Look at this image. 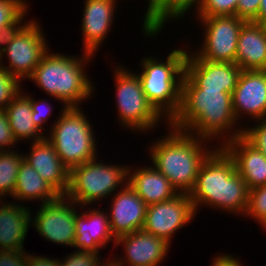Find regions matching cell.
<instances>
[{
	"label": "cell",
	"instance_id": "cell-12",
	"mask_svg": "<svg viewBox=\"0 0 266 266\" xmlns=\"http://www.w3.org/2000/svg\"><path fill=\"white\" fill-rule=\"evenodd\" d=\"M241 71L236 63L185 59L182 90H224L232 94Z\"/></svg>",
	"mask_w": 266,
	"mask_h": 266
},
{
	"label": "cell",
	"instance_id": "cell-35",
	"mask_svg": "<svg viewBox=\"0 0 266 266\" xmlns=\"http://www.w3.org/2000/svg\"><path fill=\"white\" fill-rule=\"evenodd\" d=\"M25 12L15 23L0 28V53L7 47V45L14 40L16 35L29 23L25 21ZM22 23V24H21Z\"/></svg>",
	"mask_w": 266,
	"mask_h": 266
},
{
	"label": "cell",
	"instance_id": "cell-29",
	"mask_svg": "<svg viewBox=\"0 0 266 266\" xmlns=\"http://www.w3.org/2000/svg\"><path fill=\"white\" fill-rule=\"evenodd\" d=\"M22 82L0 66V110H5L6 106L21 92Z\"/></svg>",
	"mask_w": 266,
	"mask_h": 266
},
{
	"label": "cell",
	"instance_id": "cell-33",
	"mask_svg": "<svg viewBox=\"0 0 266 266\" xmlns=\"http://www.w3.org/2000/svg\"><path fill=\"white\" fill-rule=\"evenodd\" d=\"M257 121L253 127L243 128V136L266 156V117Z\"/></svg>",
	"mask_w": 266,
	"mask_h": 266
},
{
	"label": "cell",
	"instance_id": "cell-6",
	"mask_svg": "<svg viewBox=\"0 0 266 266\" xmlns=\"http://www.w3.org/2000/svg\"><path fill=\"white\" fill-rule=\"evenodd\" d=\"M81 110L79 106L63 107L46 137L69 170L97 158L98 154L92 124Z\"/></svg>",
	"mask_w": 266,
	"mask_h": 266
},
{
	"label": "cell",
	"instance_id": "cell-10",
	"mask_svg": "<svg viewBox=\"0 0 266 266\" xmlns=\"http://www.w3.org/2000/svg\"><path fill=\"white\" fill-rule=\"evenodd\" d=\"M40 24L34 20L16 35L7 47L0 53V66L21 81L29 78L42 57L49 51L45 35ZM7 55L8 66H4L3 55Z\"/></svg>",
	"mask_w": 266,
	"mask_h": 266
},
{
	"label": "cell",
	"instance_id": "cell-4",
	"mask_svg": "<svg viewBox=\"0 0 266 266\" xmlns=\"http://www.w3.org/2000/svg\"><path fill=\"white\" fill-rule=\"evenodd\" d=\"M82 53L79 58L47 52L28 80H33L48 96L61 101L63 107H80L95 89L84 70L94 55Z\"/></svg>",
	"mask_w": 266,
	"mask_h": 266
},
{
	"label": "cell",
	"instance_id": "cell-17",
	"mask_svg": "<svg viewBox=\"0 0 266 266\" xmlns=\"http://www.w3.org/2000/svg\"><path fill=\"white\" fill-rule=\"evenodd\" d=\"M219 146L232 158L249 190L266 185V156L243 135Z\"/></svg>",
	"mask_w": 266,
	"mask_h": 266
},
{
	"label": "cell",
	"instance_id": "cell-8",
	"mask_svg": "<svg viewBox=\"0 0 266 266\" xmlns=\"http://www.w3.org/2000/svg\"><path fill=\"white\" fill-rule=\"evenodd\" d=\"M115 67L113 77L116 82L118 122L133 132L151 131L163 120V116L146 98L138 73L128 71L119 64Z\"/></svg>",
	"mask_w": 266,
	"mask_h": 266
},
{
	"label": "cell",
	"instance_id": "cell-2",
	"mask_svg": "<svg viewBox=\"0 0 266 266\" xmlns=\"http://www.w3.org/2000/svg\"><path fill=\"white\" fill-rule=\"evenodd\" d=\"M213 149L199 168L195 186L189 193L195 212L208 204L244 217L249 189L228 153L221 146Z\"/></svg>",
	"mask_w": 266,
	"mask_h": 266
},
{
	"label": "cell",
	"instance_id": "cell-30",
	"mask_svg": "<svg viewBox=\"0 0 266 266\" xmlns=\"http://www.w3.org/2000/svg\"><path fill=\"white\" fill-rule=\"evenodd\" d=\"M238 0H204L197 11L198 17L236 16Z\"/></svg>",
	"mask_w": 266,
	"mask_h": 266
},
{
	"label": "cell",
	"instance_id": "cell-7",
	"mask_svg": "<svg viewBox=\"0 0 266 266\" xmlns=\"http://www.w3.org/2000/svg\"><path fill=\"white\" fill-rule=\"evenodd\" d=\"M125 184V185H124ZM128 184V167L98 162L97 158L82 163L70 170L69 187L65 196L83 206L113 195L118 186ZM109 194V195H108Z\"/></svg>",
	"mask_w": 266,
	"mask_h": 266
},
{
	"label": "cell",
	"instance_id": "cell-24",
	"mask_svg": "<svg viewBox=\"0 0 266 266\" xmlns=\"http://www.w3.org/2000/svg\"><path fill=\"white\" fill-rule=\"evenodd\" d=\"M60 195L45 181L26 161H22L16 177L15 191L12 199L19 201H36L47 203ZM42 200V201H41Z\"/></svg>",
	"mask_w": 266,
	"mask_h": 266
},
{
	"label": "cell",
	"instance_id": "cell-9",
	"mask_svg": "<svg viewBox=\"0 0 266 266\" xmlns=\"http://www.w3.org/2000/svg\"><path fill=\"white\" fill-rule=\"evenodd\" d=\"M203 27L204 40L200 50L187 53L186 59H205L212 62L235 63L237 42L243 24L237 16L198 17Z\"/></svg>",
	"mask_w": 266,
	"mask_h": 266
},
{
	"label": "cell",
	"instance_id": "cell-19",
	"mask_svg": "<svg viewBox=\"0 0 266 266\" xmlns=\"http://www.w3.org/2000/svg\"><path fill=\"white\" fill-rule=\"evenodd\" d=\"M84 2L81 21L82 47L85 53L95 55L113 25L117 0H85Z\"/></svg>",
	"mask_w": 266,
	"mask_h": 266
},
{
	"label": "cell",
	"instance_id": "cell-11",
	"mask_svg": "<svg viewBox=\"0 0 266 266\" xmlns=\"http://www.w3.org/2000/svg\"><path fill=\"white\" fill-rule=\"evenodd\" d=\"M40 206L35 219L31 217L36 232L47 241L72 247L75 240V215L80 206L65 195Z\"/></svg>",
	"mask_w": 266,
	"mask_h": 266
},
{
	"label": "cell",
	"instance_id": "cell-23",
	"mask_svg": "<svg viewBox=\"0 0 266 266\" xmlns=\"http://www.w3.org/2000/svg\"><path fill=\"white\" fill-rule=\"evenodd\" d=\"M132 168H128V184L147 205L171 200L179 194L154 166L140 167L135 171Z\"/></svg>",
	"mask_w": 266,
	"mask_h": 266
},
{
	"label": "cell",
	"instance_id": "cell-20",
	"mask_svg": "<svg viewBox=\"0 0 266 266\" xmlns=\"http://www.w3.org/2000/svg\"><path fill=\"white\" fill-rule=\"evenodd\" d=\"M82 211L75 215V240L72 247L79 251L99 253L100 248H105L110 240L116 242L106 211L91 207L86 211L83 208Z\"/></svg>",
	"mask_w": 266,
	"mask_h": 266
},
{
	"label": "cell",
	"instance_id": "cell-40",
	"mask_svg": "<svg viewBox=\"0 0 266 266\" xmlns=\"http://www.w3.org/2000/svg\"><path fill=\"white\" fill-rule=\"evenodd\" d=\"M27 266H61V261L58 258L52 259L46 256H33L27 253Z\"/></svg>",
	"mask_w": 266,
	"mask_h": 266
},
{
	"label": "cell",
	"instance_id": "cell-22",
	"mask_svg": "<svg viewBox=\"0 0 266 266\" xmlns=\"http://www.w3.org/2000/svg\"><path fill=\"white\" fill-rule=\"evenodd\" d=\"M235 63L242 70H266V25L253 21L243 24Z\"/></svg>",
	"mask_w": 266,
	"mask_h": 266
},
{
	"label": "cell",
	"instance_id": "cell-34",
	"mask_svg": "<svg viewBox=\"0 0 266 266\" xmlns=\"http://www.w3.org/2000/svg\"><path fill=\"white\" fill-rule=\"evenodd\" d=\"M30 105L32 109V120L34 124L37 126V128L44 132L43 127L44 124L48 121V117L52 114V107L49 103H47V100L45 101L42 99L39 101H36L32 96L30 97Z\"/></svg>",
	"mask_w": 266,
	"mask_h": 266
},
{
	"label": "cell",
	"instance_id": "cell-42",
	"mask_svg": "<svg viewBox=\"0 0 266 266\" xmlns=\"http://www.w3.org/2000/svg\"><path fill=\"white\" fill-rule=\"evenodd\" d=\"M253 22L266 25V0H261L258 16Z\"/></svg>",
	"mask_w": 266,
	"mask_h": 266
},
{
	"label": "cell",
	"instance_id": "cell-36",
	"mask_svg": "<svg viewBox=\"0 0 266 266\" xmlns=\"http://www.w3.org/2000/svg\"><path fill=\"white\" fill-rule=\"evenodd\" d=\"M15 143L18 142L11 130L7 114L4 110H0V151L12 150L10 148H14Z\"/></svg>",
	"mask_w": 266,
	"mask_h": 266
},
{
	"label": "cell",
	"instance_id": "cell-27",
	"mask_svg": "<svg viewBox=\"0 0 266 266\" xmlns=\"http://www.w3.org/2000/svg\"><path fill=\"white\" fill-rule=\"evenodd\" d=\"M204 0H173L146 28L144 31L146 36H156L160 33L164 24L172 21L173 18L181 19L187 13L191 6L198 10ZM172 19V20H171ZM168 20V21H167Z\"/></svg>",
	"mask_w": 266,
	"mask_h": 266
},
{
	"label": "cell",
	"instance_id": "cell-5",
	"mask_svg": "<svg viewBox=\"0 0 266 266\" xmlns=\"http://www.w3.org/2000/svg\"><path fill=\"white\" fill-rule=\"evenodd\" d=\"M188 50L174 49L165 62L157 58L142 59L138 74L142 90L148 101L169 123L181 105L182 80Z\"/></svg>",
	"mask_w": 266,
	"mask_h": 266
},
{
	"label": "cell",
	"instance_id": "cell-3",
	"mask_svg": "<svg viewBox=\"0 0 266 266\" xmlns=\"http://www.w3.org/2000/svg\"><path fill=\"white\" fill-rule=\"evenodd\" d=\"M169 135L149 148L151 162L164 174L178 193L189 194L196 183L199 168L213 151L209 140L170 127ZM202 142V143H201Z\"/></svg>",
	"mask_w": 266,
	"mask_h": 266
},
{
	"label": "cell",
	"instance_id": "cell-39",
	"mask_svg": "<svg viewBox=\"0 0 266 266\" xmlns=\"http://www.w3.org/2000/svg\"><path fill=\"white\" fill-rule=\"evenodd\" d=\"M173 0H147V11L144 18L143 30L172 2Z\"/></svg>",
	"mask_w": 266,
	"mask_h": 266
},
{
	"label": "cell",
	"instance_id": "cell-28",
	"mask_svg": "<svg viewBox=\"0 0 266 266\" xmlns=\"http://www.w3.org/2000/svg\"><path fill=\"white\" fill-rule=\"evenodd\" d=\"M245 215L253 217L266 229V185L249 190Z\"/></svg>",
	"mask_w": 266,
	"mask_h": 266
},
{
	"label": "cell",
	"instance_id": "cell-14",
	"mask_svg": "<svg viewBox=\"0 0 266 266\" xmlns=\"http://www.w3.org/2000/svg\"><path fill=\"white\" fill-rule=\"evenodd\" d=\"M119 244L123 245L126 258L112 257V266H159L170 249L169 243L144 229L118 237L116 247Z\"/></svg>",
	"mask_w": 266,
	"mask_h": 266
},
{
	"label": "cell",
	"instance_id": "cell-1",
	"mask_svg": "<svg viewBox=\"0 0 266 266\" xmlns=\"http://www.w3.org/2000/svg\"><path fill=\"white\" fill-rule=\"evenodd\" d=\"M237 122L232 107V94L224 90H182L178 113L169 123H165L176 130L207 140L213 141L223 136L222 145L243 135L242 127L233 129L239 124ZM231 130H234L233 133Z\"/></svg>",
	"mask_w": 266,
	"mask_h": 266
},
{
	"label": "cell",
	"instance_id": "cell-38",
	"mask_svg": "<svg viewBox=\"0 0 266 266\" xmlns=\"http://www.w3.org/2000/svg\"><path fill=\"white\" fill-rule=\"evenodd\" d=\"M0 266H27V252L0 250Z\"/></svg>",
	"mask_w": 266,
	"mask_h": 266
},
{
	"label": "cell",
	"instance_id": "cell-43",
	"mask_svg": "<svg viewBox=\"0 0 266 266\" xmlns=\"http://www.w3.org/2000/svg\"><path fill=\"white\" fill-rule=\"evenodd\" d=\"M105 266H112V263L108 261L107 264H105Z\"/></svg>",
	"mask_w": 266,
	"mask_h": 266
},
{
	"label": "cell",
	"instance_id": "cell-31",
	"mask_svg": "<svg viewBox=\"0 0 266 266\" xmlns=\"http://www.w3.org/2000/svg\"><path fill=\"white\" fill-rule=\"evenodd\" d=\"M28 8L26 0H0V28L15 23Z\"/></svg>",
	"mask_w": 266,
	"mask_h": 266
},
{
	"label": "cell",
	"instance_id": "cell-32",
	"mask_svg": "<svg viewBox=\"0 0 266 266\" xmlns=\"http://www.w3.org/2000/svg\"><path fill=\"white\" fill-rule=\"evenodd\" d=\"M66 255L61 261V266H105L108 259L105 263L99 257V253L88 252V251H74L71 254ZM100 258V259H99ZM63 261V262H62ZM102 264V265H101Z\"/></svg>",
	"mask_w": 266,
	"mask_h": 266
},
{
	"label": "cell",
	"instance_id": "cell-15",
	"mask_svg": "<svg viewBox=\"0 0 266 266\" xmlns=\"http://www.w3.org/2000/svg\"><path fill=\"white\" fill-rule=\"evenodd\" d=\"M232 107L238 121L244 114L254 122L266 117V70L241 71L232 93Z\"/></svg>",
	"mask_w": 266,
	"mask_h": 266
},
{
	"label": "cell",
	"instance_id": "cell-13",
	"mask_svg": "<svg viewBox=\"0 0 266 266\" xmlns=\"http://www.w3.org/2000/svg\"><path fill=\"white\" fill-rule=\"evenodd\" d=\"M195 215L190 195L179 193L171 200L147 205L142 229L171 244L174 233L188 224Z\"/></svg>",
	"mask_w": 266,
	"mask_h": 266
},
{
	"label": "cell",
	"instance_id": "cell-26",
	"mask_svg": "<svg viewBox=\"0 0 266 266\" xmlns=\"http://www.w3.org/2000/svg\"><path fill=\"white\" fill-rule=\"evenodd\" d=\"M19 151L8 150L0 151V200L6 195L12 198L15 191L16 177L20 165L24 160V154H18Z\"/></svg>",
	"mask_w": 266,
	"mask_h": 266
},
{
	"label": "cell",
	"instance_id": "cell-41",
	"mask_svg": "<svg viewBox=\"0 0 266 266\" xmlns=\"http://www.w3.org/2000/svg\"><path fill=\"white\" fill-rule=\"evenodd\" d=\"M211 266H243L240 260L236 257L233 258L232 255L221 254L213 259Z\"/></svg>",
	"mask_w": 266,
	"mask_h": 266
},
{
	"label": "cell",
	"instance_id": "cell-21",
	"mask_svg": "<svg viewBox=\"0 0 266 266\" xmlns=\"http://www.w3.org/2000/svg\"><path fill=\"white\" fill-rule=\"evenodd\" d=\"M19 204L5 200L0 203V250L22 251L24 248L33 213L28 206Z\"/></svg>",
	"mask_w": 266,
	"mask_h": 266
},
{
	"label": "cell",
	"instance_id": "cell-16",
	"mask_svg": "<svg viewBox=\"0 0 266 266\" xmlns=\"http://www.w3.org/2000/svg\"><path fill=\"white\" fill-rule=\"evenodd\" d=\"M118 191L111 201L108 214L110 230L115 239L142 229L147 210V204L129 184Z\"/></svg>",
	"mask_w": 266,
	"mask_h": 266
},
{
	"label": "cell",
	"instance_id": "cell-37",
	"mask_svg": "<svg viewBox=\"0 0 266 266\" xmlns=\"http://www.w3.org/2000/svg\"><path fill=\"white\" fill-rule=\"evenodd\" d=\"M261 0H238L236 16L246 22L254 21L260 9Z\"/></svg>",
	"mask_w": 266,
	"mask_h": 266
},
{
	"label": "cell",
	"instance_id": "cell-18",
	"mask_svg": "<svg viewBox=\"0 0 266 266\" xmlns=\"http://www.w3.org/2000/svg\"><path fill=\"white\" fill-rule=\"evenodd\" d=\"M30 144V152L23 155L24 161L59 195H65L69 187L70 170L63 164L52 143L45 137Z\"/></svg>",
	"mask_w": 266,
	"mask_h": 266
},
{
	"label": "cell",
	"instance_id": "cell-25",
	"mask_svg": "<svg viewBox=\"0 0 266 266\" xmlns=\"http://www.w3.org/2000/svg\"><path fill=\"white\" fill-rule=\"evenodd\" d=\"M21 92L6 106L5 112L16 141L27 140L29 142L44 139L32 120V109L30 105V95Z\"/></svg>",
	"mask_w": 266,
	"mask_h": 266
}]
</instances>
